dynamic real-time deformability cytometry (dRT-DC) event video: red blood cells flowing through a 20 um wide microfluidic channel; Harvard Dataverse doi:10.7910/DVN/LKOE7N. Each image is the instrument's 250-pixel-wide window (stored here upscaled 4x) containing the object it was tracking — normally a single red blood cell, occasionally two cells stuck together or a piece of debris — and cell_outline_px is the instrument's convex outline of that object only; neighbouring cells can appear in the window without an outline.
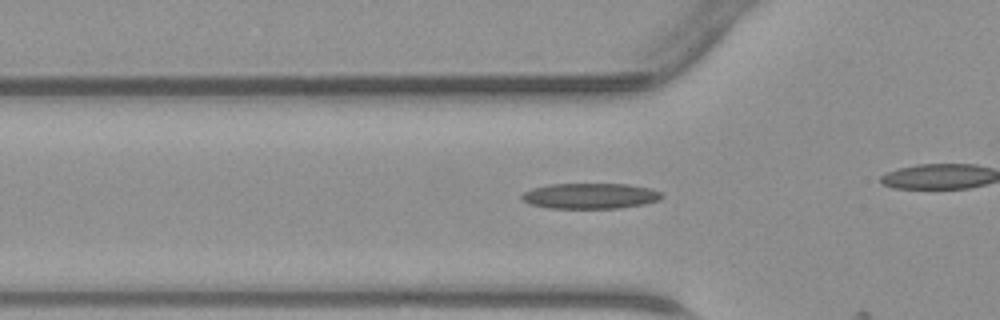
{"species": "common noctule bat (a hibernating species)", "species_latin": "Nyctalus noctula", "temperature_condition": "warm", "stored_images_in_passage": 7, "camera_frame_rate_fps": 3000, "um_per_image_px": 0.085, "animal": {"sex": "male", "body_mass_g": 23.1, "forearm_length_mm": 52.7}, "frame": {"image": 1, "passage_image": 5, "time_ms": 1.333, "image_size_px": [1000, 320], "cell_outline_px": [[664, 196], [660, 200], [644, 204], [620, 208], [548, 208], [528, 204], [520, 200], [520, 196], [524, 192], [532, 188], [548, 184], [628, 184], [648, 188], [660, 192]], "centroid_in_image_um": [50.12, 16.66], "position_along_channel_um": 75.7, "area_um2": 21.04}}